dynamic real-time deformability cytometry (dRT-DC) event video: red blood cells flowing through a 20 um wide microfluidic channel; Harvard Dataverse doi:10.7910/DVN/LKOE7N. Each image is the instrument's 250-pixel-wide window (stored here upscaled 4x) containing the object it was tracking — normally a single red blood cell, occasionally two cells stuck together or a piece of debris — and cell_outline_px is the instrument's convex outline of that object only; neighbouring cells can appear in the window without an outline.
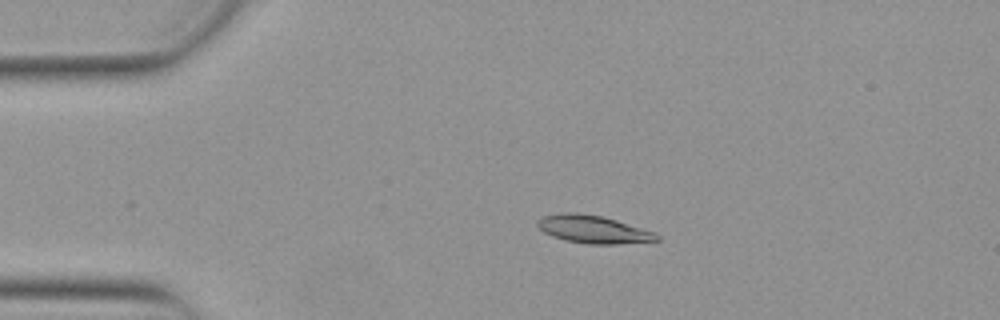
{"species": "Egyptian fruit bat (a non-hibernating species)", "species_latin": "Rousettus aegyptiacus", "temperature_condition": "warm", "stored_images_in_passage": 51, "camera_frame_rate_fps": 3000, "um_per_image_px": 0.085, "animal": {"sex": "female"}, "frame": {"image": 1, "passage_image": 10, "time_ms": 3.0, "image_size_px": [1000, 320], "cell_outline_px": [[660, 240], [616, 244], [588, 244], [564, 240], [552, 236], [544, 232], [536, 224], [536, 220], [540, 216], [560, 212], [576, 212], [600, 216], [616, 220], [656, 232], [660, 236]], "centroid_in_image_um": [50.39, 19.48], "position_along_channel_um": 34.6, "area_um2": 19.48}}
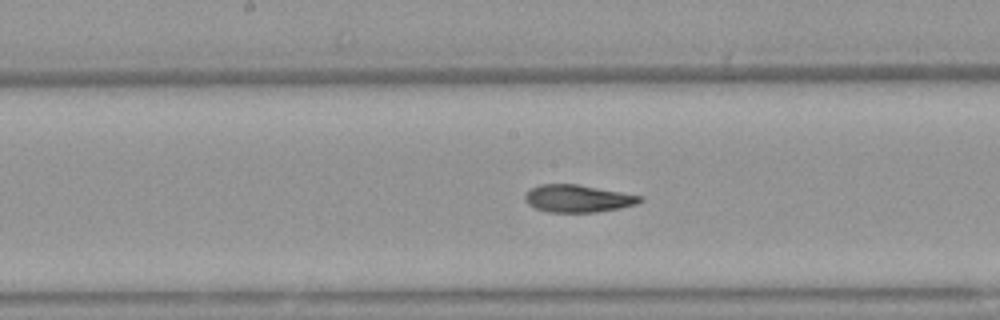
{"frame": {"image": 2, "passage_image": 26, "time_ms": 8.333, "image_size_px": [1000, 320], "cell_outline_px": [[644, 200], [636, 204], [620, 208], [596, 212], [548, 212], [536, 208], [528, 204], [524, 200], [524, 196], [532, 188], [540, 184], [576, 184], [644, 196]], "centroid_in_image_um": [49.13, 16.88], "position_along_channel_um": 199.1, "area_um2": 18.32}}
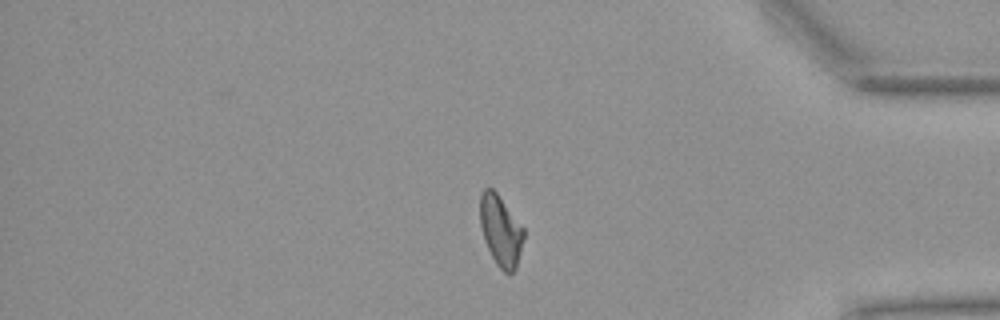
{"frame": {"image": 3, "passage_image": 43, "time_ms": 14.0, "image_size_px": [1000, 320], "cell_outline_px": [[524, 236], [516, 268], [508, 276], [496, 264], [484, 240], [480, 224], [480, 192], [484, 188], [492, 188], [496, 192], [524, 228]], "centroid_in_image_um": [42.55, 19.61], "position_along_channel_um": 392.7, "area_um2": 17.92}, "authors_computed_cell_mechanics": {"area_um2": 18.7272, "velocity_mm_per_s": 3.8791, "shape_relaxation_time_tau1_ms": 5.3616, "shape_relaxation_time_tau2_ms": 2.6813, "deformation_change_tau1": 0.1757, "deformation_change_tau2": 0.0925}}